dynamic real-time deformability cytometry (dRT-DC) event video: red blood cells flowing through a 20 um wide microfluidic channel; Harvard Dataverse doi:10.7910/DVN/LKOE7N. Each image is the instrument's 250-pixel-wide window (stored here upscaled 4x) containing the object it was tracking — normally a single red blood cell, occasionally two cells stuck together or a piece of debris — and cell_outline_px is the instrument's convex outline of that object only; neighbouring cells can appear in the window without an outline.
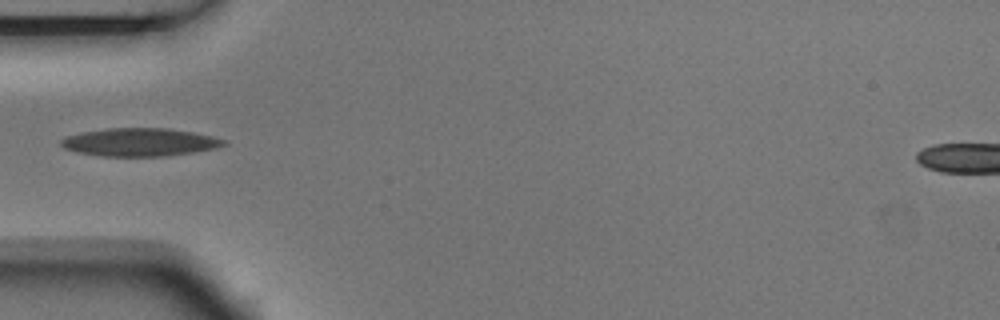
{"species": "Egyptian fruit bat (a non-hibernating species)", "species_latin": "Rousettus aegyptiacus", "temperature_condition": "room temperature", "stored_images_in_passage": 6, "camera_frame_rate_fps": 3000, "um_per_image_px": 0.085, "animal": {"sex": "male"}, "frame": {"image": 1, "passage_image": 5, "time_ms": 1.333, "image_size_px": [1000, 320], "cell_outline_px": [[228, 144], [216, 148], [192, 152], [164, 156], [100, 156], [76, 152], [64, 148], [60, 144], [60, 140], [68, 136], [84, 132], [108, 128], [168, 128], [192, 132], [212, 136], [228, 140]], "centroid_in_image_um": [11.9, 12.08], "position_along_channel_um": 73.1, "area_um2": 26.53}}
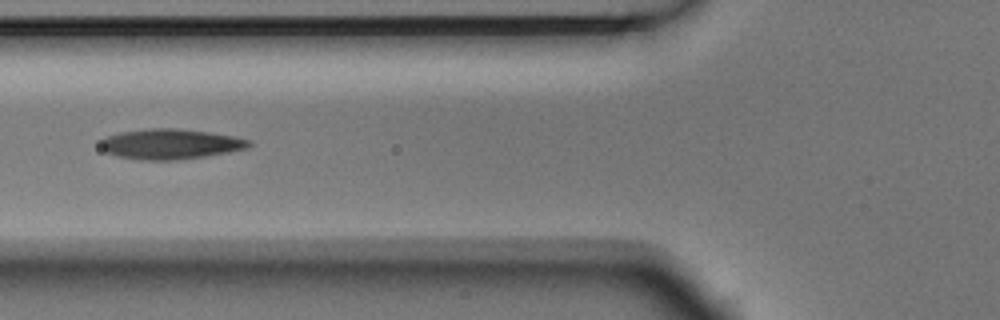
{"frame": {"image": 2, "passage_image": 6, "time_ms": 1.667, "image_size_px": [1000, 320], "cell_outline_px": [[252, 144], [248, 148], [228, 152], [204, 156], [176, 160], [140, 160], [116, 156], [104, 152], [100, 148], [100, 140], [108, 136], [120, 132], [152, 128], [176, 128], [208, 132], [236, 136], [252, 140]], "centroid_in_image_um": [14.48, 12.24], "position_along_channel_um": 111.3, "area_um2": 26.3}}